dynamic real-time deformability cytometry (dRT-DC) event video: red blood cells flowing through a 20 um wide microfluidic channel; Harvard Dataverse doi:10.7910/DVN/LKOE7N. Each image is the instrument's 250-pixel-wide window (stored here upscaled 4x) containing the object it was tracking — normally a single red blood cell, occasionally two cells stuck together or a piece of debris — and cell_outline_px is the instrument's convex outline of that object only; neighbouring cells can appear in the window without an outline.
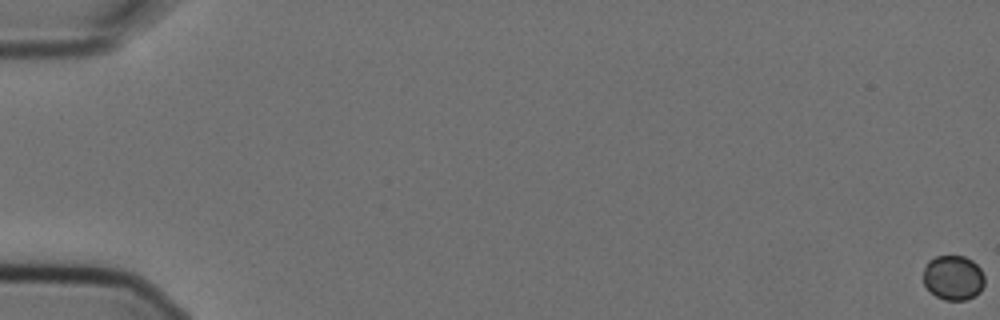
{"species": "Egyptian fruit bat (a non-hibernating species)", "species_latin": "Rousettus aegyptiacus", "temperature_condition": "cold", "stored_images_in_passage": 4, "camera_frame_rate_fps": 3000, "um_per_image_px": 0.085, "animal": {"sex": "female"}, "frame": {"image": 1, "passage_image": 1, "time_ms": 0.0, "image_size_px": [1000, 320], "cell_outline_px": [[984, 284], [980, 292], [976, 296], [968, 300], [944, 300], [936, 296], [924, 284], [924, 268], [928, 260], [936, 256], [964, 256], [972, 260], [980, 268], [984, 276]], "centroid_in_image_um": [81.04, 23.61], "position_along_channel_um": 4.0, "area_um2": 16.07}}